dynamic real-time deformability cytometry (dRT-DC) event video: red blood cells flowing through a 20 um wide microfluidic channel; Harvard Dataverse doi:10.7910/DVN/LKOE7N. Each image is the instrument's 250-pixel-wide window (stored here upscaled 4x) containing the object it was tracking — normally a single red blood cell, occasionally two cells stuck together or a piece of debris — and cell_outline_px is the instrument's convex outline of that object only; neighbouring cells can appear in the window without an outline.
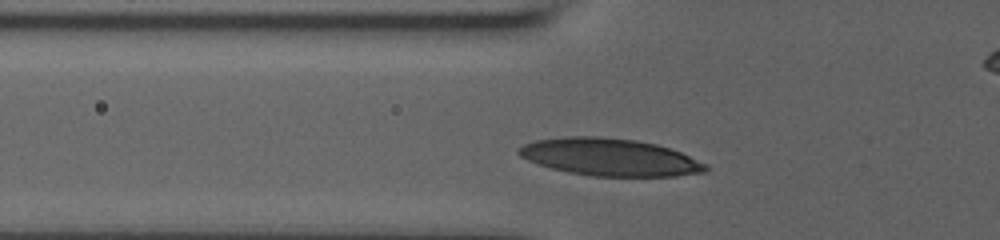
{"species": "human", "species_latin": "Homo sapiens", "temperature_condition": "room temperature", "stored_images_in_passage": 21, "camera_frame_rate_fps": 3000, "um_per_image_px": 0.085, "donor": {"sex": "male"}, "frame": {"image": 1, "passage_image": 3, "time_ms": 1.0, "image_size_px": [1000, 240], "cell_outline_px": [[708, 168], [704, 172], [676, 176], [592, 176], [568, 172], [552, 168], [528, 160], [520, 156], [516, 152], [524, 144], [536, 140], [564, 136], [600, 136], [636, 140], [656, 144], [680, 152], [708, 164]], "centroid_in_image_um": [51.83, 13.35], "position_along_channel_um": 74.0, "area_um2": 40.58}}
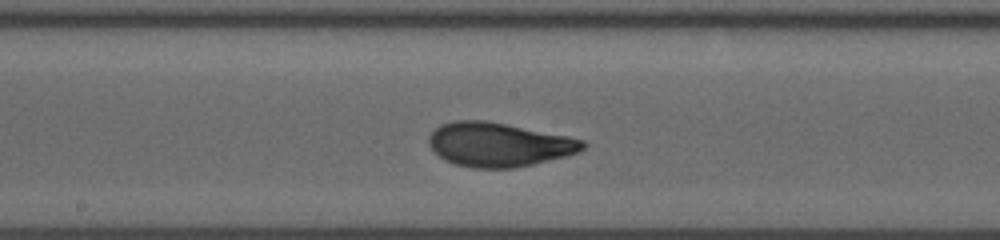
{"frame": {"image": 2, "passage_image": 13, "time_ms": 4.667, "image_size_px": [1000, 240], "cell_outline_px": [[588, 144], [580, 152], [516, 168], [472, 168], [456, 164], [444, 160], [428, 144], [428, 136], [440, 124], [456, 120], [484, 120], [568, 136], [584, 140]], "centroid_in_image_um": [42.39, 12.29], "position_along_channel_um": 205.8, "area_um2": 39.36}}
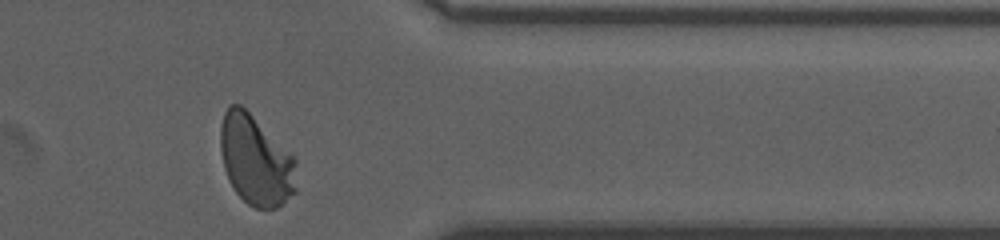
{"frame": {"image": 3, "passage_image": 21, "time_ms": 10.0, "image_size_px": [1000, 240], "cell_outline_px": [[296, 192], [276, 208], [256, 208], [248, 204], [236, 192], [224, 168], [220, 152], [220, 128], [224, 112], [228, 104], [240, 104], [296, 160]], "centroid_in_image_um": [21.72, 13.64], "position_along_channel_um": 389.7, "area_um2": 39.25}, "authors_computed_cell_mechanics": {"area_um2": 39.2462, "velocity_mm_per_s": 3.6204, "shape_relaxation_time_tau1_ms": 4.1642, "shape_relaxation_time_tau2_ms": 0.8471, "deformation_change_tau1": 0.1823, "deformation_change_tau2": 0.0653}}